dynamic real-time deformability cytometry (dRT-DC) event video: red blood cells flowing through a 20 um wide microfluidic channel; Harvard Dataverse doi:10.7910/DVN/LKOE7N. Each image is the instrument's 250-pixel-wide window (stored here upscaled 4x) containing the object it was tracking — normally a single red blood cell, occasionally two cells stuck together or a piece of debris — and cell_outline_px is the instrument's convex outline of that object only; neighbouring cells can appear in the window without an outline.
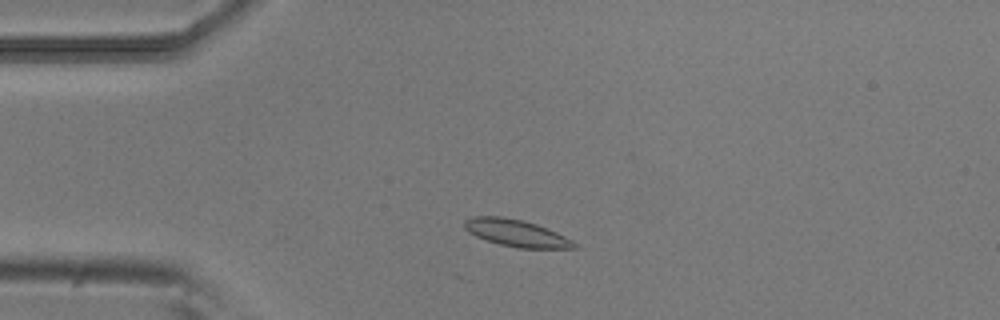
{"species": "common noctule bat (a hibernating species)", "species_latin": "Nyctalus noctula", "temperature_condition": "room temperature", "stored_images_in_passage": 44, "camera_frame_rate_fps": 3000, "um_per_image_px": 0.085, "animal": {"sex": "male", "body_mass_g": 20.5, "forearm_length_mm": 52.5}, "frame": {"image": 1, "passage_image": 7, "time_ms": 2.0, "image_size_px": [1000, 320], "cell_outline_px": [[576, 248], [520, 248], [500, 244], [476, 236], [468, 232], [464, 228], [464, 220], [472, 216], [500, 216], [520, 220], [536, 224], [548, 228], [572, 240], [576, 244]], "centroid_in_image_um": [43.86, 19.8], "position_along_channel_um": 41.1, "area_um2": 17.05}}
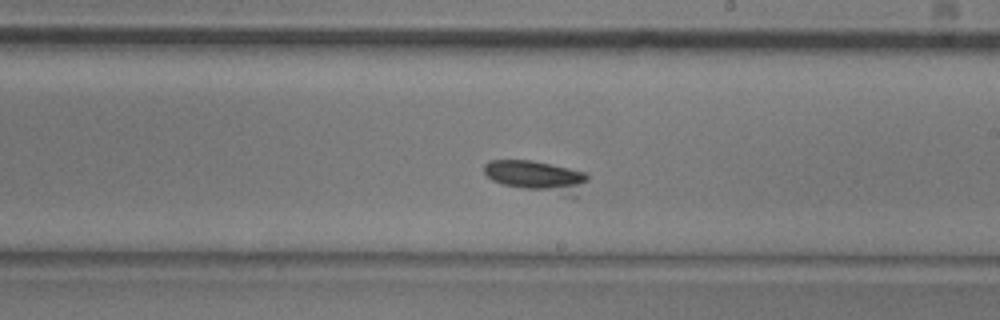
{"frame": {"image": 2, "passage_image": 25, "time_ms": 8.0, "image_size_px": [1000, 320], "cell_outline_px": [[588, 180], [576, 196], [564, 196], [504, 184], [492, 180], [484, 172], [484, 164], [488, 160], [532, 160], [552, 164], [588, 172]], "centroid_in_image_um": [45.67, 14.98], "position_along_channel_um": 243.3, "area_um2": 18.96}}
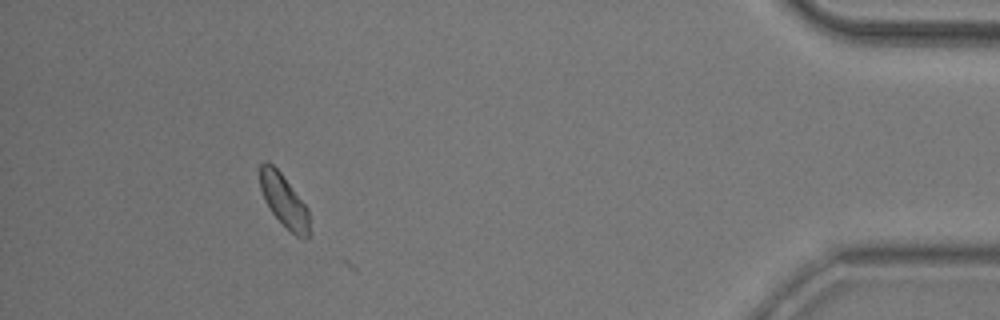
{"frame": {"image": 3, "passage_image": 43, "time_ms": 14.0, "image_size_px": [1000, 320], "cell_outline_px": [[308, 236], [296, 236], [272, 212], [264, 200], [260, 188], [260, 164], [264, 160], [268, 160], [280, 172], [308, 208]], "centroid_in_image_um": [24.09, 16.98], "position_along_channel_um": 411.1, "area_um2": 14.68}}